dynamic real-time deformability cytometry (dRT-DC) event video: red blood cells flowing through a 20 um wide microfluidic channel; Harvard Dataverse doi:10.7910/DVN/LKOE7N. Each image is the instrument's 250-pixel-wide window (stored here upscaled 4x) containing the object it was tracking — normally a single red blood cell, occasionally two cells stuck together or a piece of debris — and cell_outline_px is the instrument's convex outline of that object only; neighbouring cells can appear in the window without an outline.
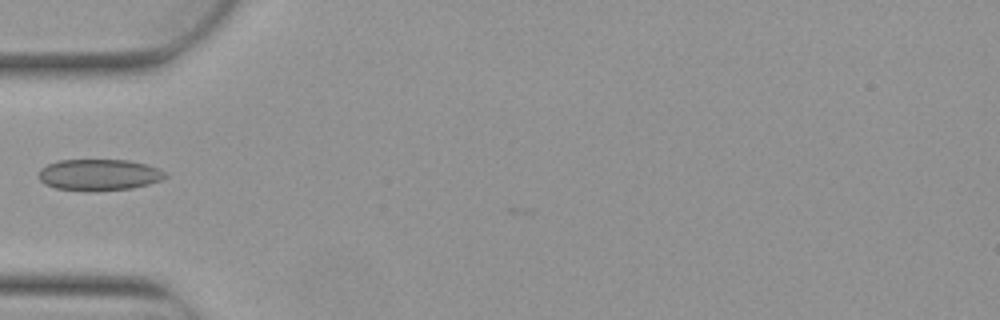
{"species": "Egyptian fruit bat (a non-hibernating species)", "species_latin": "Rousettus aegyptiacus", "temperature_condition": "warm", "stored_images_in_passage": 6, "camera_frame_rate_fps": 3000, "um_per_image_px": 0.085, "animal": {"sex": "female"}, "frame": {"image": 1, "passage_image": 5, "time_ms": 1.333, "image_size_px": [1000, 320], "cell_outline_px": [[168, 176], [160, 180], [148, 184], [132, 188], [88, 192], [84, 192], [56, 188], [44, 184], [40, 180], [40, 168], [48, 164], [60, 160], [128, 160], [148, 164], [160, 168], [168, 172]], "centroid_in_image_um": [8.45, 14.86], "position_along_channel_um": 76.5, "area_um2": 23.47}}
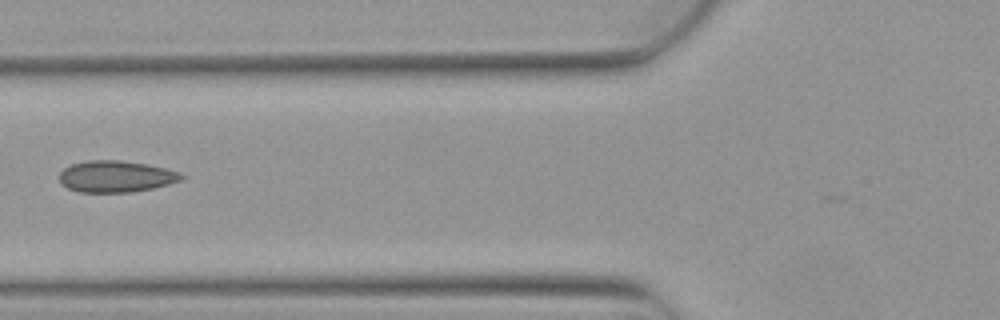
{"frame": {"image": 2, "passage_image": 6, "time_ms": 1.667, "image_size_px": [1000, 320], "cell_outline_px": [[184, 176], [180, 180], [168, 184], [152, 188], [132, 192], [80, 192], [68, 188], [60, 184], [60, 172], [64, 168], [72, 164], [88, 160], [120, 160], [148, 164], [180, 172]], "centroid_in_image_um": [9.83, 14.99], "position_along_channel_um": 116.0, "area_um2": 22.37}}